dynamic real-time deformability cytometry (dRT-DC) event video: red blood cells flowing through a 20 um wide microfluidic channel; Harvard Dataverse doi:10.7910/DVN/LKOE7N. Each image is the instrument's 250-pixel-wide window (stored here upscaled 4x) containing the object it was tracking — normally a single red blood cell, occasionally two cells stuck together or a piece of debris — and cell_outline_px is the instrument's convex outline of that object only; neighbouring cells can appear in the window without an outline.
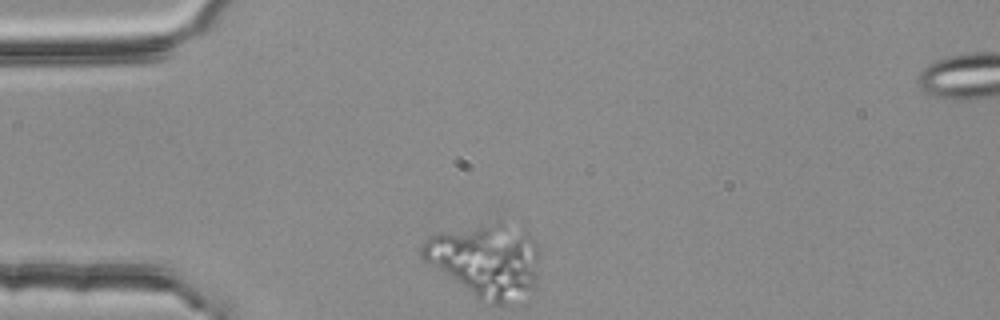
{"species": "common noctule bat (a hibernating species)", "species_latin": "Nyctalus noctula", "temperature_condition": "room temperature", "stored_images_in_passage": 2, "camera_frame_rate_fps": 3000, "um_per_image_px": 0.085, "animal": {"sex": "female", "body_mass_g": 25.1}, "frame": {"image": 1, "passage_image": 1, "time_ms": 0.0, "image_size_px": [1000, 320], "cell_outline_px": [[536, 288], [504, 304], [488, 304], [476, 300], [428, 264], [420, 256], [420, 248], [428, 236], [440, 232], [500, 220], [528, 232], [532, 236], [536, 244]], "centroid_in_image_um": [41.24, 22.13], "position_along_channel_um": 43.8, "area_um2": 50.92}}